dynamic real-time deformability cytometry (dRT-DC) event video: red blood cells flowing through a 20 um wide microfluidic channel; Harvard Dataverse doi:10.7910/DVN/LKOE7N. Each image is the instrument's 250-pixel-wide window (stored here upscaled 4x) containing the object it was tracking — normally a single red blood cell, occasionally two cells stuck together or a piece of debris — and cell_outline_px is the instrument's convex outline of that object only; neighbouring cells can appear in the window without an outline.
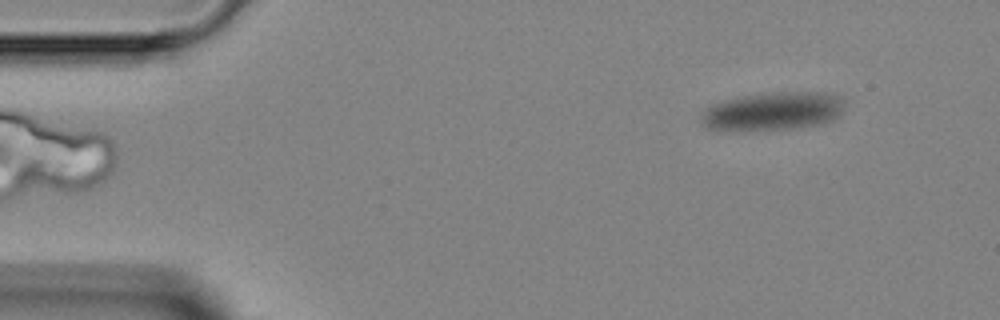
{"species": "Egyptian fruit bat (a non-hibernating species)", "species_latin": "Rousettus aegyptiacus", "temperature_condition": "room temperature", "stored_images_in_passage": 5, "segment_of_instrument_passage": [1, 2], "camera_frame_rate_fps": 3000, "um_per_image_px": 0.085, "animal": {"sex": "female"}, "frame": {"image": 1, "passage_image": 1, "time_ms": 0.0, "image_size_px": [1000, 320], "cell_outline_px": [[844, 108], [840, 116], [832, 120], [820, 124], [792, 128], [708, 128], [700, 120], [700, 116], [708, 108], [716, 104], [728, 100], [744, 96], [772, 92], [824, 92], [840, 96], [844, 100]], "centroid_in_image_um": [65.84, 9.41], "position_along_channel_um": 19.2, "area_um2": 30.92}}